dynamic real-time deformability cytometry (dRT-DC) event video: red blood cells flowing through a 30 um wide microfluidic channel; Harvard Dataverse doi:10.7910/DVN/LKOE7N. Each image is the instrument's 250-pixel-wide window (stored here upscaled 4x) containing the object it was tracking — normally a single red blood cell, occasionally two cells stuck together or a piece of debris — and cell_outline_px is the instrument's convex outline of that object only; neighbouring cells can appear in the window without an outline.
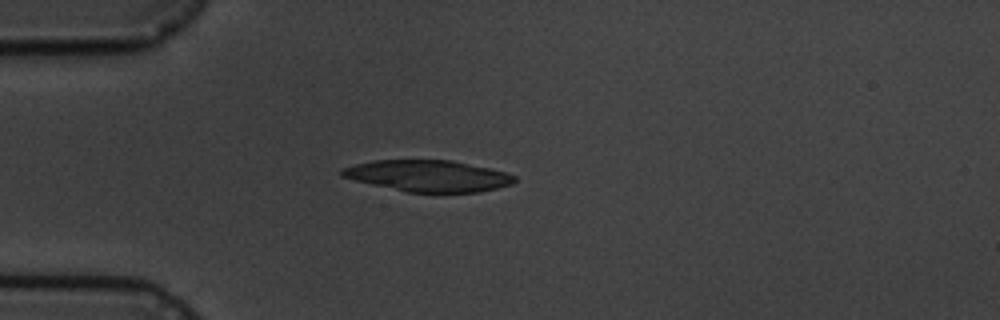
{"species": "common noctule bat (a hibernating species)", "species_latin": "Nyctalus noctula", "temperature_condition": "cold", "stored_images_in_passage": 4, "camera_frame_rate_fps": 3000, "um_per_image_px": 0.085, "animal": {"sex": "male", "body_mass_g": 19.5, "forearm_length_mm": 54.6}, "frame": {"image": 1, "passage_image": 3, "time_ms": 2.333, "image_size_px": [1000, 320], "cell_outline_px": [[516, 180], [512, 184], [480, 192], [408, 192], [372, 184], [340, 176], [340, 168], [372, 160], [452, 160], [488, 168], [504, 172], [516, 176]], "centroid_in_image_um": [36.38, 14.94], "position_along_channel_um": 48.6, "area_um2": 31.33}}